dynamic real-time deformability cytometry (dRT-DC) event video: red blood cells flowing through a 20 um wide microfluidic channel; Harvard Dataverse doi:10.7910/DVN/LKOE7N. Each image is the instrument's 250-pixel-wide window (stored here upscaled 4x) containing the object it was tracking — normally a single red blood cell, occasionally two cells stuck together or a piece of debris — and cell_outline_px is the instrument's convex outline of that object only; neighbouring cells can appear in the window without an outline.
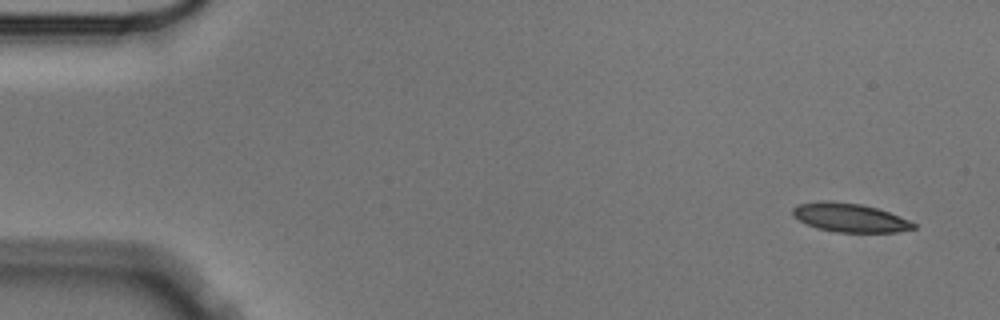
{"species": "Egyptian fruit bat (a non-hibernating species)", "species_latin": "Rousettus aegyptiacus", "temperature_condition": "cold", "stored_images_in_passage": 7, "camera_frame_rate_fps": 3000, "um_per_image_px": 0.085, "animal": {"sex": "male"}, "frame": {"image": 1, "passage_image": 1, "time_ms": 0.0, "image_size_px": [1000, 320], "cell_outline_px": [[916, 228], [896, 232], [836, 232], [816, 228], [792, 216], [792, 208], [800, 204], [824, 200], [832, 200], [860, 204], [876, 208], [900, 216], [916, 224]], "centroid_in_image_um": [72.22, 18.49], "position_along_channel_um": 12.8, "area_um2": 20.17}}
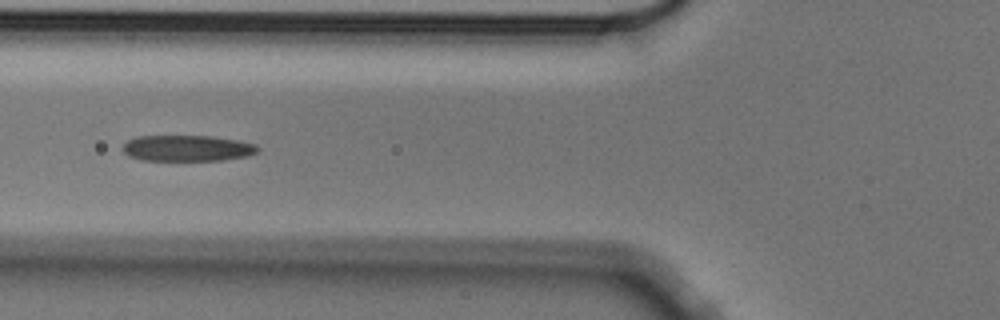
{"frame": {"image": 2, "passage_image": 6, "time_ms": 1.667, "image_size_px": [1000, 320], "cell_outline_px": [[260, 148], [256, 152], [244, 156], [224, 160], [144, 160], [128, 156], [120, 148], [128, 140], [136, 136], [212, 136], [236, 140], [256, 144]], "centroid_in_image_um": [15.88, 12.59], "position_along_channel_um": 109.9, "area_um2": 20.4}}
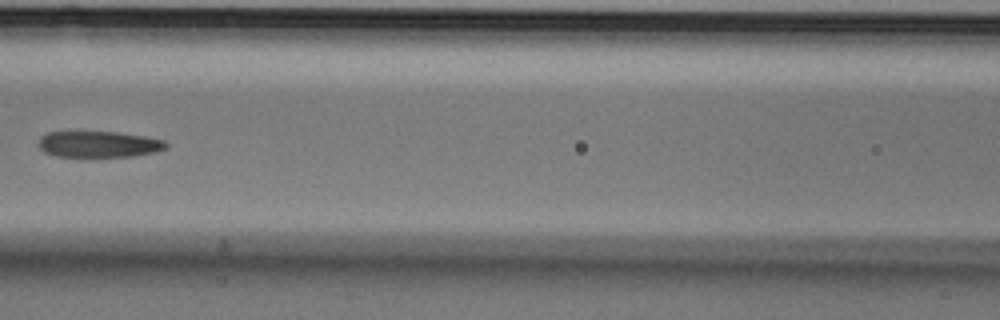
{"frame": {"image": 3, "passage_image": 7, "time_ms": 2.0, "image_size_px": [1000, 320], "cell_outline_px": [[168, 148], [156, 152], [132, 156], [56, 156], [44, 152], [40, 148], [40, 136], [48, 132], [116, 132], [144, 136], [164, 140], [168, 144]], "centroid_in_image_um": [8.43, 12.26], "position_along_channel_um": 158.2, "area_um2": 19.31}}